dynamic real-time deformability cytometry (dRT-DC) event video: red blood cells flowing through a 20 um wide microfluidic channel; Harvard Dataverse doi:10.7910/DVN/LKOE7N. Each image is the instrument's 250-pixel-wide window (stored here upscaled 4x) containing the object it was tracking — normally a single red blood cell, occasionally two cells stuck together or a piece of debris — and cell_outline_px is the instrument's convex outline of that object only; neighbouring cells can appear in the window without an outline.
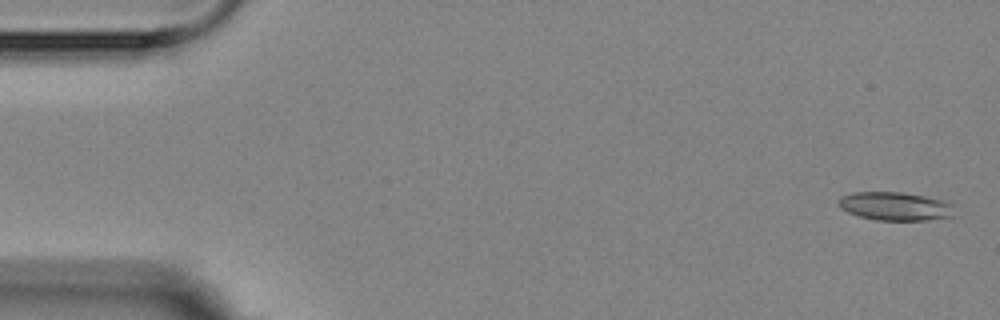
{"species": "Egyptian fruit bat (a non-hibernating species)", "species_latin": "Rousettus aegyptiacus", "temperature_condition": "room temperature", "stored_images_in_passage": 5, "camera_frame_rate_fps": 3000, "um_per_image_px": 0.085, "animal": {"sex": "female"}, "frame": {"image": 1, "passage_image": 1, "time_ms": 0.0, "image_size_px": [1000, 320], "cell_outline_px": [[956, 216], [928, 220], [876, 220], [860, 216], [848, 212], [840, 208], [836, 200], [840, 196], [852, 192], [900, 192], [924, 196], [956, 204]], "centroid_in_image_um": [76.12, 17.53], "position_along_channel_um": 8.9, "area_um2": 19.54}}